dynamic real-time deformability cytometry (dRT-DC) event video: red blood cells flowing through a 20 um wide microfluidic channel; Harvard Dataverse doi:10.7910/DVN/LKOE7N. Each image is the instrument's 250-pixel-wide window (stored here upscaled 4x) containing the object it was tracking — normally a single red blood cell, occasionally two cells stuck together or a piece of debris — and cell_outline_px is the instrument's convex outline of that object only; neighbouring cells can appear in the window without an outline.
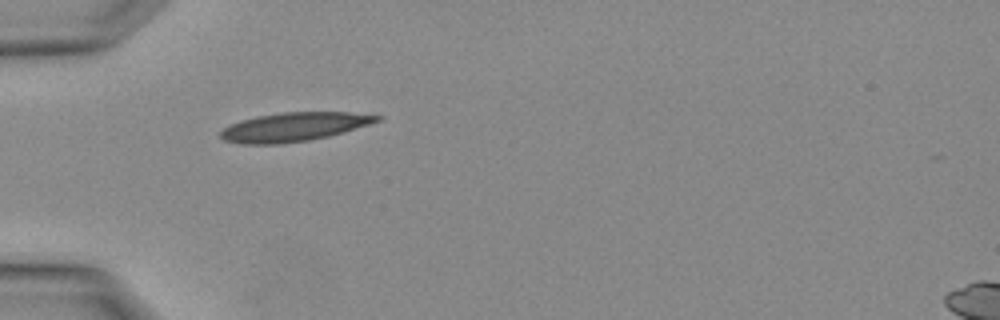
{"species": "Egyptian fruit bat (a non-hibernating species)", "species_latin": "Rousettus aegyptiacus", "temperature_condition": "warm", "stored_images_in_passage": 3, "camera_frame_rate_fps": 3000, "um_per_image_px": 0.085, "animal": {"sex": "female"}, "frame": {"image": 1, "passage_image": 2, "time_ms": 0.333, "image_size_px": [1000, 320], "cell_outline_px": [[384, 120], [328, 136], [308, 140], [276, 144], [240, 144], [224, 140], [220, 136], [220, 132], [224, 128], [240, 120], [256, 116], [280, 112], [348, 112], [384, 116]], "centroid_in_image_um": [25.0, 10.78], "position_along_channel_um": 60.0, "area_um2": 26.24}}
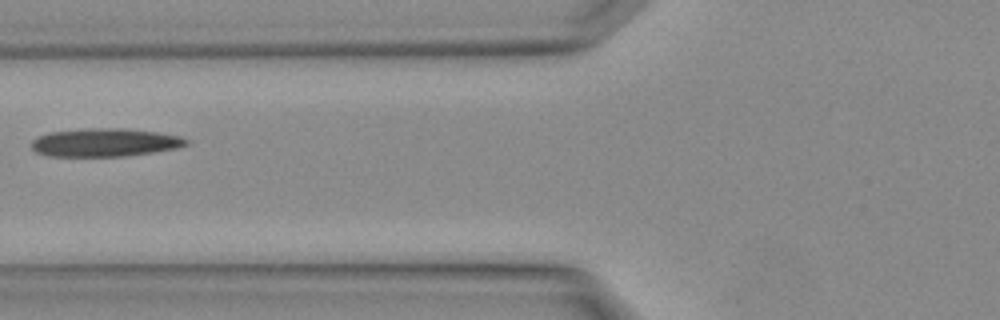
{"frame": {"image": 2, "passage_image": 3, "time_ms": 0.667, "image_size_px": [1000, 320], "cell_outline_px": [[188, 144], [176, 148], [152, 152], [124, 156], [44, 156], [36, 152], [32, 148], [32, 140], [40, 136], [52, 132], [88, 128], [124, 128], [156, 132], [180, 136], [188, 140]], "centroid_in_image_um": [8.9, 12.11], "position_along_channel_um": 116.9, "area_um2": 25.26}}